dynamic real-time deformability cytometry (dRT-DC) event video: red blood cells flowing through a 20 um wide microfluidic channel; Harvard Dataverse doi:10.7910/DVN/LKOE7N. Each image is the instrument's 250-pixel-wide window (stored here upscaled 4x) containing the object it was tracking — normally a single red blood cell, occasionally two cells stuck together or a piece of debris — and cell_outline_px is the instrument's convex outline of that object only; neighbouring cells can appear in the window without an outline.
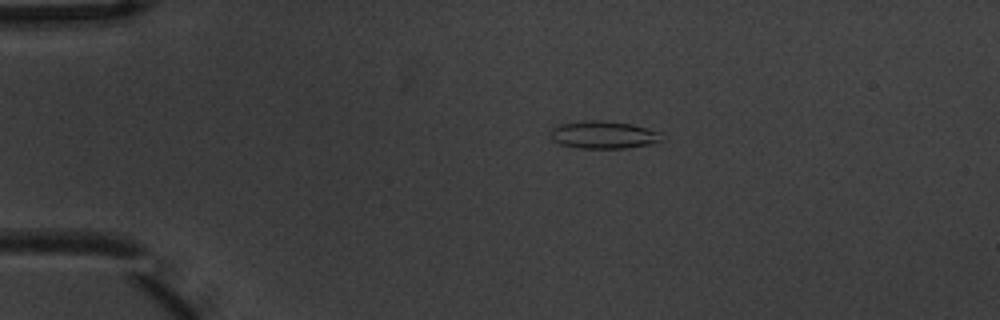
{"species": "common noctule bat (a hibernating species)", "species_latin": "Nyctalus noctula", "temperature_condition": "warm", "stored_images_in_passage": 5, "camera_frame_rate_fps": 3000, "um_per_image_px": 0.085, "animal": {"sex": "male", "body_mass_g": 20.1, "forearm_length_mm": 53.5}, "frame": {"image": 1, "passage_image": 3, "time_ms": 0.667, "image_size_px": [1000, 320], "cell_outline_px": [[660, 140], [652, 144], [624, 148], [580, 148], [560, 144], [552, 140], [548, 136], [552, 128], [560, 124], [580, 120], [600, 120], [632, 124], [656, 132]], "centroid_in_image_um": [51.17, 11.45], "position_along_channel_um": 33.8, "area_um2": 17.69}}
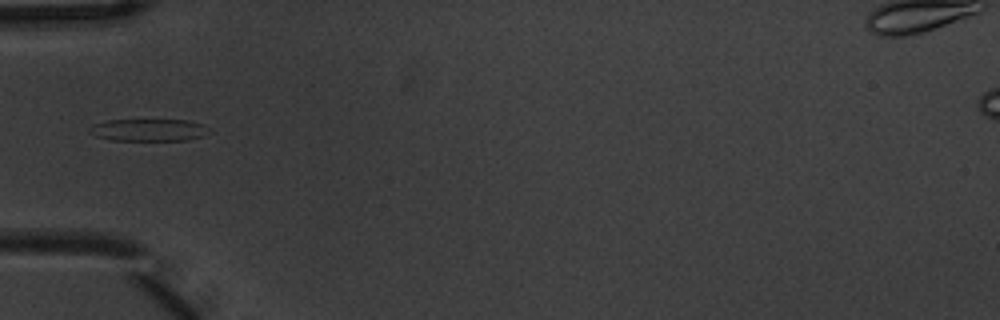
{"frame": {"image": 2, "passage_image": 5, "time_ms": 1.333, "image_size_px": [1000, 320], "cell_outline_px": [[212, 132], [204, 136], [188, 140], [112, 140], [96, 136], [88, 132], [88, 128], [96, 124], [108, 120], [188, 120], [204, 124]], "centroid_in_image_um": [12.7, 11.05], "position_along_channel_um": 72.3, "area_um2": 15.55}}